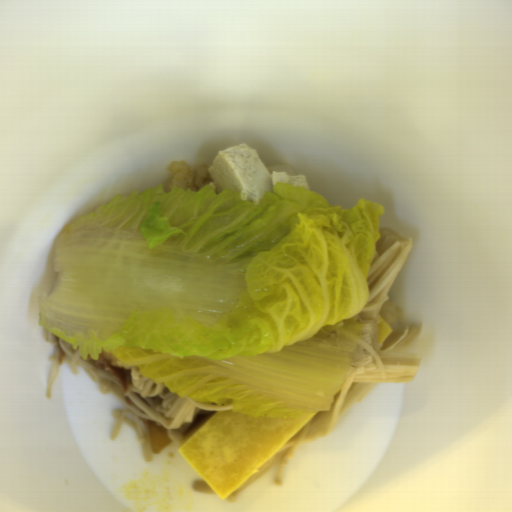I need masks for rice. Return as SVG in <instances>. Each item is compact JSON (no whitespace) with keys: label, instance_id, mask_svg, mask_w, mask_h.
I'll return each instance as SVG.
<instances>
[{"label":"rice","instance_id":"652b925c","mask_svg":"<svg viewBox=\"0 0 512 512\" xmlns=\"http://www.w3.org/2000/svg\"><path fill=\"white\" fill-rule=\"evenodd\" d=\"M209 166L206 164L190 168L186 160L173 161L168 165L170 177L160 186H163V191L167 193L174 187L197 191L207 184H215Z\"/></svg>","mask_w":512,"mask_h":512},{"label":"rice","instance_id":"023b6e5f","mask_svg":"<svg viewBox=\"0 0 512 512\" xmlns=\"http://www.w3.org/2000/svg\"><path fill=\"white\" fill-rule=\"evenodd\" d=\"M377 314L390 327L403 318L404 312L397 303L387 297L385 304L381 307Z\"/></svg>","mask_w":512,"mask_h":512}]
</instances>
